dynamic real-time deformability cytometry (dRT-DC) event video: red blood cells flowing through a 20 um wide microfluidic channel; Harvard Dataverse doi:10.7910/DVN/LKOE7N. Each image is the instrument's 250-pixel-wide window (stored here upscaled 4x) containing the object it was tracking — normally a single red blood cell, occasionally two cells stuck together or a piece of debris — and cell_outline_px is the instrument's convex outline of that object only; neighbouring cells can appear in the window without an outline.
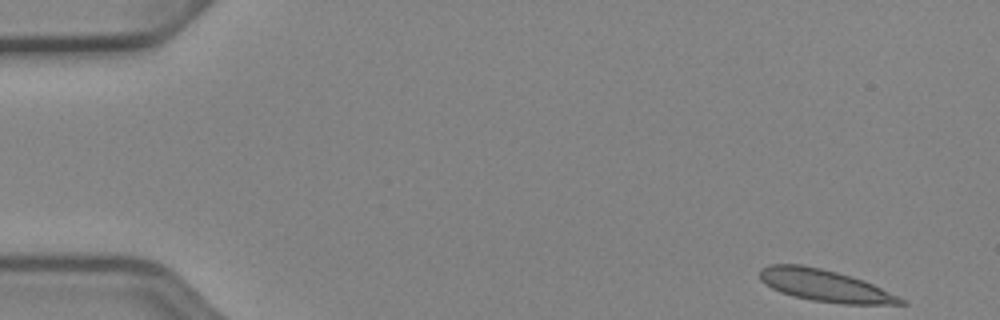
{"species": "Egyptian fruit bat (a non-hibernating species)", "species_latin": "Rousettus aegyptiacus", "temperature_condition": "cold", "stored_images_in_passage": 50, "camera_frame_rate_fps": 3000, "um_per_image_px": 0.085, "animal": {"sex": "female"}, "frame": {"image": 1, "passage_image": 1, "time_ms": 0.0, "image_size_px": [1000, 320], "cell_outline_px": [[908, 304], [844, 304], [812, 300], [792, 296], [780, 292], [772, 288], [760, 280], [760, 268], [768, 264], [804, 264], [836, 272], [864, 280], [908, 300]], "centroid_in_image_um": [70.12, 24.27], "position_along_channel_um": 14.9, "area_um2": 26.3}}
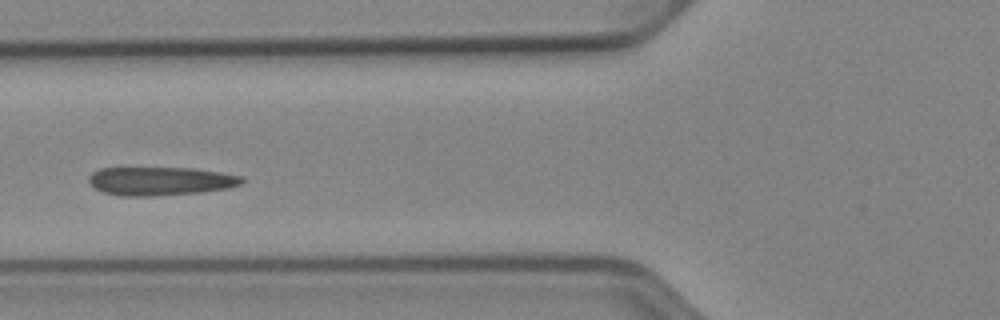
{"frame": {"image": 2, "passage_image": 18, "time_ms": 5.667, "image_size_px": [1000, 320], "cell_outline_px": [[248, 180], [240, 184], [228, 188], [200, 192], [152, 196], [120, 196], [104, 192], [88, 184], [88, 176], [92, 172], [100, 168], [192, 168], [220, 172], [244, 176]], "centroid_in_image_um": [13.64, 15.39], "position_along_channel_um": 112.2, "area_um2": 25.61}}
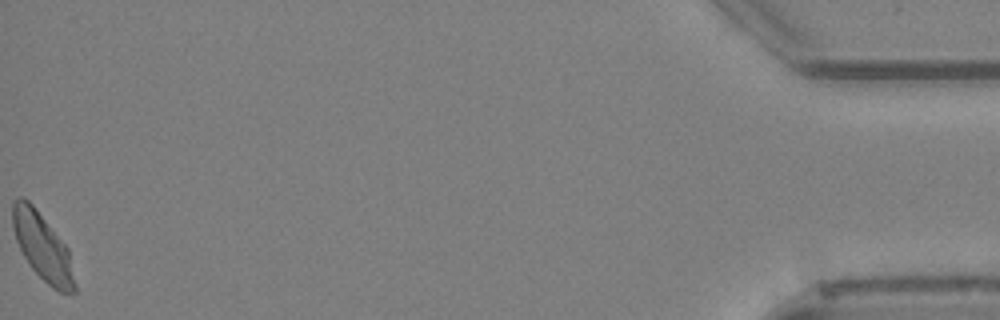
{"frame": {"image": 3, "passage_image": 50, "time_ms": 16.333, "image_size_px": [1000, 320], "cell_outline_px": [[76, 292], [60, 292], [52, 288], [28, 264], [16, 240], [12, 228], [12, 200], [20, 196], [28, 200], [32, 204], [68, 248], [76, 288]], "centroid_in_image_um": [3.58, 20.96], "position_along_channel_um": 431.6, "area_um2": 23.99}, "authors_computed_cell_mechanics": {"area_um2": 25.2875, "velocity_mm_per_s": 3.889, "shape_relaxation_time_tau1_ms": 8.9158, "shape_relaxation_time_tau2_ms": 1.3564, "deformation_change_tau1": 0.1691, "deformation_change_tau2": 0.0467}}